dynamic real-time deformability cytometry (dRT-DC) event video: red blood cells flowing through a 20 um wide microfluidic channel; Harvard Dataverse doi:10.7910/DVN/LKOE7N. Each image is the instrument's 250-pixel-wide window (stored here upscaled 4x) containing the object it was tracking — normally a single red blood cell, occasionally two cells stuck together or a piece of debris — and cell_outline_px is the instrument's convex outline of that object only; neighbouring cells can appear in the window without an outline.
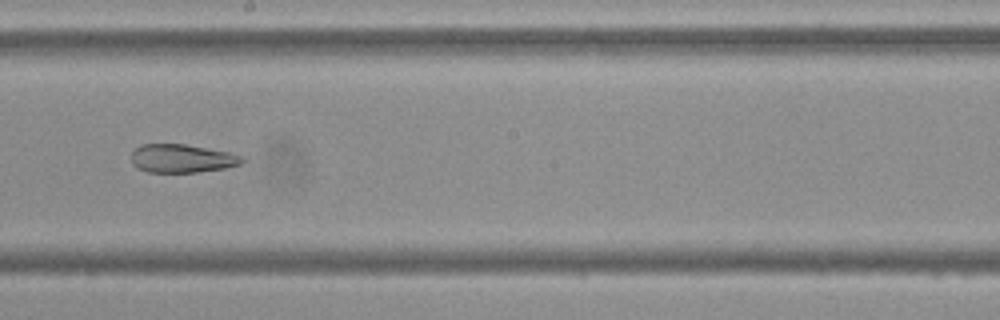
{"species": "Egyptian fruit bat (a non-hibernating species)", "species_latin": "Rousettus aegyptiacus", "temperature_condition": "cold", "stored_images_in_passage": 55, "segment_of_instrument_passage": [2, 2], "camera_frame_rate_fps": 3000, "um_per_image_px": 0.085, "frame": {"image": 1, "passage_image": 31, "time_ms": 10.0, "image_size_px": [1000, 320], "cell_outline_px": [[248, 160], [244, 164], [224, 168], [196, 172], [148, 172], [136, 168], [132, 164], [132, 152], [140, 144], [184, 144], [228, 152], [240, 156]], "centroid_in_image_um": [15.47, 13.47], "position_along_channel_um": 232.7, "area_um2": 18.38}}
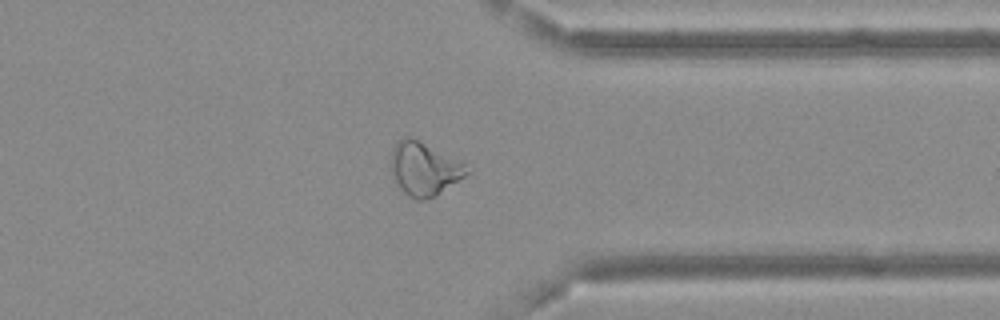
{"frame": {"image": 2, "passage_image": 43, "time_ms": 14.0, "image_size_px": [1000, 320], "cell_outline_px": [[468, 172], [464, 176], [436, 196], [420, 200], [416, 200], [408, 196], [400, 188], [392, 172], [392, 148], [404, 136], [412, 136], [464, 164]], "centroid_in_image_um": [36.02, 14.35], "position_along_channel_um": 375.4, "area_um2": 22.89}}
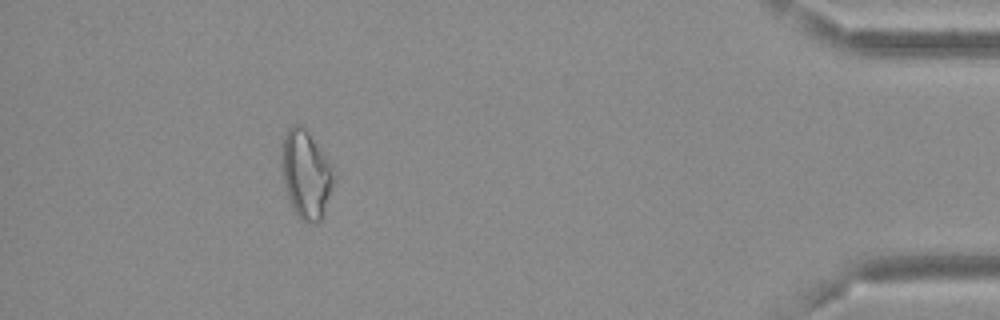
{"frame": {"image": 3, "passage_image": 50, "time_ms": 16.333, "image_size_px": [1000, 320], "cell_outline_px": [[336, 180], [320, 220], [316, 224], [300, 220], [296, 216], [292, 208], [284, 184], [280, 156], [284, 136], [288, 128], [292, 124], [300, 124], [308, 132], [336, 168]], "centroid_in_image_um": [26.03, 14.81], "position_along_channel_um": 409.2, "area_um2": 27.28}}